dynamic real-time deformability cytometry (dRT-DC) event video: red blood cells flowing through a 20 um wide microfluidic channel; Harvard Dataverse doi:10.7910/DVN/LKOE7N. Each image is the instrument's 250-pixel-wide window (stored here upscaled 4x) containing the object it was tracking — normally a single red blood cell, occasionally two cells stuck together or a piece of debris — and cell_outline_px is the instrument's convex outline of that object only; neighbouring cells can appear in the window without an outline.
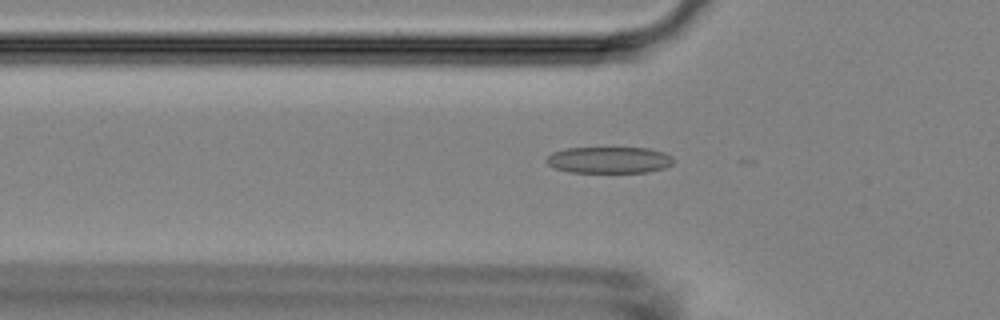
{"species": "Egyptian fruit bat (a non-hibernating species)", "species_latin": "Rousettus aegyptiacus", "temperature_condition": "room temperature", "stored_images_in_passage": 6, "camera_frame_rate_fps": 3000, "um_per_image_px": 0.085, "animal": {"sex": "female"}, "frame": {"image": 1, "passage_image": 2, "time_ms": 0.333, "image_size_px": [1000, 320], "cell_outline_px": [[676, 160], [672, 164], [664, 168], [648, 172], [568, 172], [552, 168], [544, 160], [552, 152], [568, 148], [648, 148], [664, 152], [672, 156]], "centroid_in_image_um": [51.77, 13.6], "position_along_channel_um": 74.0, "area_um2": 19.77}}
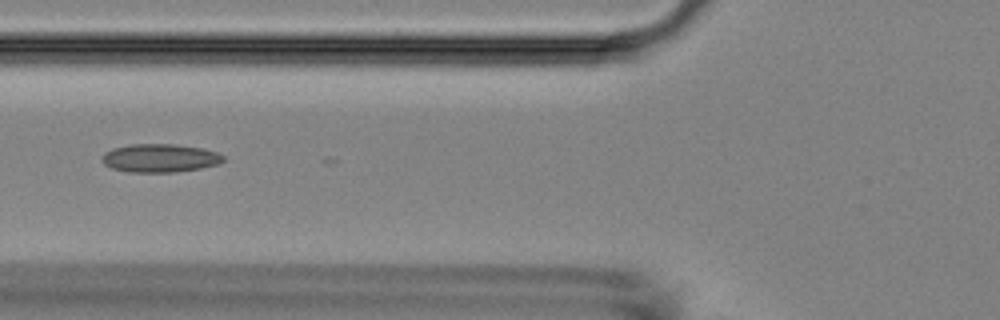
{"frame": {"image": 2, "passage_image": 5, "time_ms": 1.333, "image_size_px": [1000, 320], "cell_outline_px": [[224, 160], [220, 164], [200, 168], [172, 172], [128, 172], [112, 168], [104, 164], [100, 160], [104, 152], [112, 148], [128, 144], [176, 144], [200, 148], [216, 152], [224, 156]], "centroid_in_image_um": [13.55, 13.43], "position_along_channel_um": 112.2, "area_um2": 20.11}}